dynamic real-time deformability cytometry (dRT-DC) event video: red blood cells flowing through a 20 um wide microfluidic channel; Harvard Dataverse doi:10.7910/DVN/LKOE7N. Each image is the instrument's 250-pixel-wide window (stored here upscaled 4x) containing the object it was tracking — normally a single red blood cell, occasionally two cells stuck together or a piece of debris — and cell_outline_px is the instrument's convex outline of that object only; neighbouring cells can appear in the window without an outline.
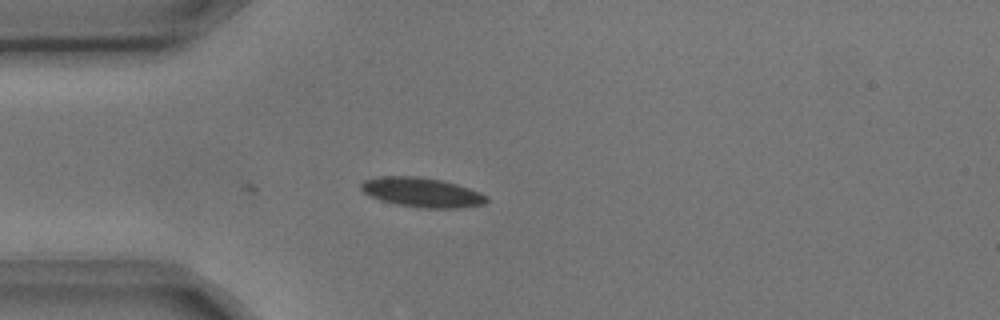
{"species": "common noctule bat (a hibernating species)", "species_latin": "Nyctalus noctula", "temperature_condition": "cold", "stored_images_in_passage": 2, "camera_frame_rate_fps": 3000, "um_per_image_px": 0.085, "animal": {"sex": "male", "body_mass_g": 17.9, "forearm_length_mm": 54.2}, "frame": {"image": 1, "passage_image": 1, "time_ms": 0.0, "image_size_px": [1000, 320], "cell_outline_px": [[488, 200], [484, 204], [456, 208], [420, 208], [396, 204], [380, 200], [364, 192], [360, 188], [360, 184], [364, 180], [376, 176], [420, 176], [440, 180], [456, 184], [480, 192], [488, 196]], "centroid_in_image_um": [35.85, 16.34], "position_along_channel_um": 49.2, "area_um2": 21.62}}